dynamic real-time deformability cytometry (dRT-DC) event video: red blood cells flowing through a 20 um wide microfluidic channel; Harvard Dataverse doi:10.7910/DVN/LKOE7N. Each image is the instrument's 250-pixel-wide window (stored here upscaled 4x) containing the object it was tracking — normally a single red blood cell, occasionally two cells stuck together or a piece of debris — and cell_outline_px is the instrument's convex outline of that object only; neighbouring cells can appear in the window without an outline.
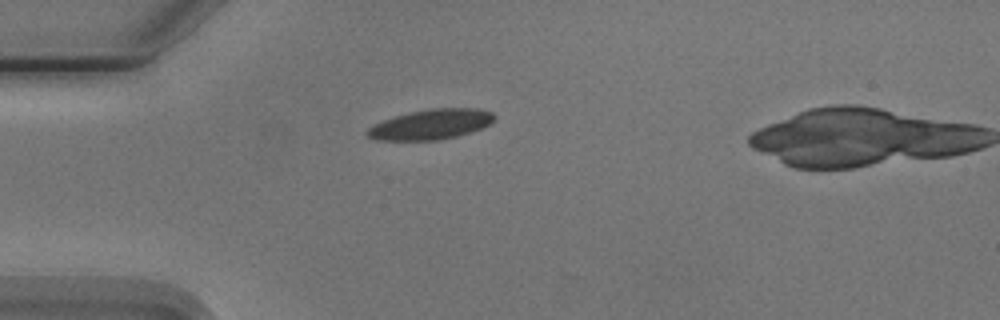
{"species": "Egyptian fruit bat (a non-hibernating species)", "species_latin": "Rousettus aegyptiacus", "temperature_condition": "cold", "stored_images_in_passage": 2, "camera_frame_rate_fps": 3000, "um_per_image_px": 0.085, "animal": {"sex": "male"}, "frame": {"image": 1, "passage_image": 1, "time_ms": 0.0, "image_size_px": [1000, 320], "cell_outline_px": [[496, 116], [488, 124], [480, 128], [456, 136], [436, 140], [376, 140], [368, 136], [364, 132], [368, 128], [384, 120], [408, 112], [432, 108], [476, 108], [492, 112]], "centroid_in_image_um": [36.6, 10.56], "position_along_channel_um": 48.4, "area_um2": 21.96}}